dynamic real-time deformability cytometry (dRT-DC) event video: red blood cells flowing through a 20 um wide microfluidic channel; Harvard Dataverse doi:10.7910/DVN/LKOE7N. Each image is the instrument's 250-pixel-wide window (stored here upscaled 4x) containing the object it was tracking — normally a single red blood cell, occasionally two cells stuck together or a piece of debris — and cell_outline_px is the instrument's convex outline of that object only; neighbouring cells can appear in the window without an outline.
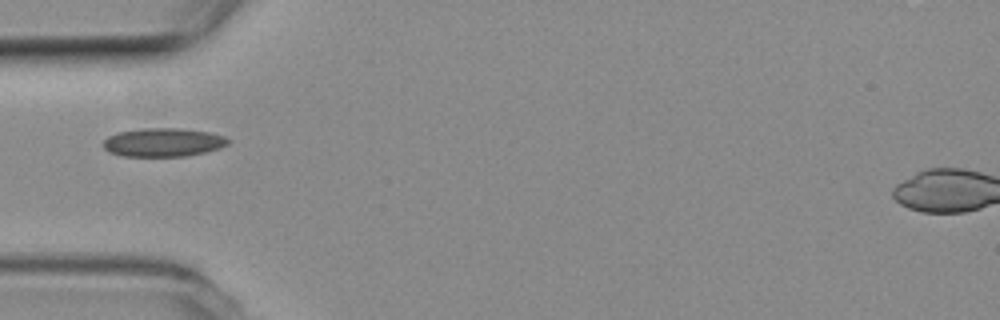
{"species": "common noctule bat (a hibernating species)", "species_latin": "Nyctalus noctula", "temperature_condition": "room temperature", "stored_images_in_passage": 12, "camera_frame_rate_fps": 3000, "um_per_image_px": 0.085, "animal": {"sex": "female", "body_mass_g": 19.3, "forearm_length_mm": 54.1}, "frame": {"image": 1, "passage_image": 1, "time_ms": 0.0, "image_size_px": [1000, 320], "cell_outline_px": [[232, 140], [228, 144], [220, 148], [204, 152], [184, 156], [120, 156], [108, 152], [104, 148], [104, 140], [108, 136], [116, 132], [140, 128], [180, 128], [208, 132], [224, 136]], "centroid_in_image_um": [13.85, 12.09], "position_along_channel_um": 71.1, "area_um2": 20.92}}
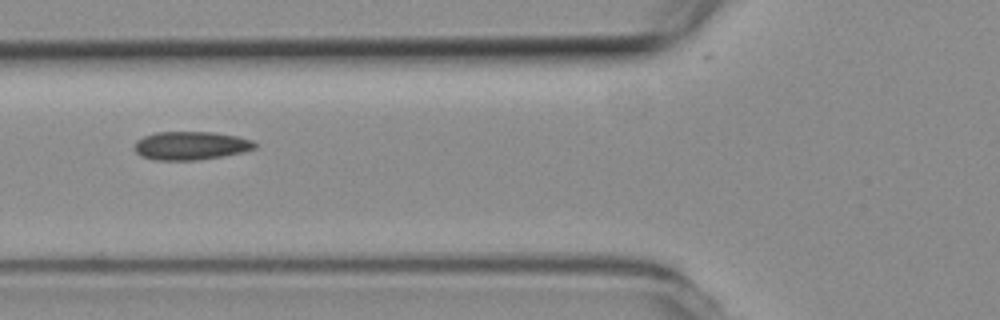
{"frame": {"image": 2, "passage_image": 4, "time_ms": 1.0, "image_size_px": [1000, 320], "cell_outline_px": [[256, 148], [244, 152], [196, 160], [156, 160], [140, 156], [136, 152], [136, 140], [144, 136], [156, 132], [212, 132], [236, 136], [252, 140], [256, 144]], "centroid_in_image_um": [16.21, 12.38], "position_along_channel_um": 109.6, "area_um2": 19.77}}
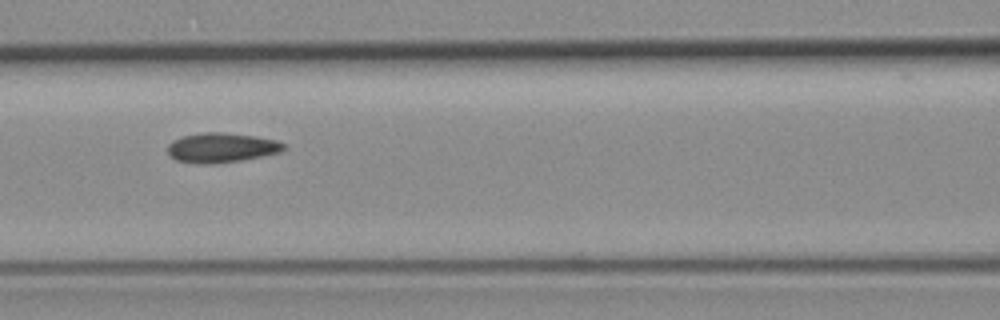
{"frame": {"image": 3, "passage_image": 7, "time_ms": 2.0, "image_size_px": [1000, 320], "cell_outline_px": [[284, 148], [280, 152], [240, 160], [212, 164], [200, 164], [176, 160], [168, 156], [168, 144], [172, 140], [180, 136], [204, 132], [224, 132], [256, 136], [276, 140], [284, 144]], "centroid_in_image_um": [18.76, 12.54], "position_along_channel_um": 147.8, "area_um2": 20.11}}